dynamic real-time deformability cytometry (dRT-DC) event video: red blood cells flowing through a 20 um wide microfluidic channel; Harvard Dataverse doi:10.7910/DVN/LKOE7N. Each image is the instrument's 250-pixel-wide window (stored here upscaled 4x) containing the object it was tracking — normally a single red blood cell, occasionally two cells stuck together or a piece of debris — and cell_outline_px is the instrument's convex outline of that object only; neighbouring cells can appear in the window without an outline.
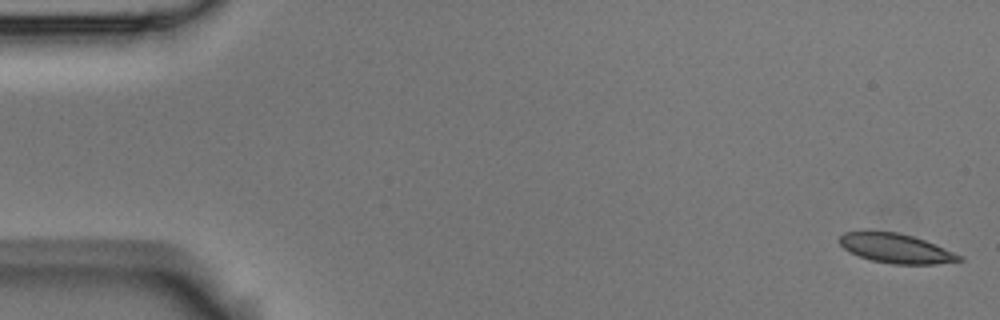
{"species": "Egyptian fruit bat (a non-hibernating species)", "species_latin": "Rousettus aegyptiacus", "temperature_condition": "room temperature", "stored_images_in_passage": 54, "camera_frame_rate_fps": 3000, "um_per_image_px": 0.085, "animal": {"sex": "male"}, "frame": {"image": 1, "passage_image": 1, "time_ms": 0.0, "image_size_px": [1000, 320], "cell_outline_px": [[964, 260], [936, 264], [892, 264], [872, 260], [848, 252], [840, 244], [840, 236], [844, 232], [860, 228], [868, 228], [896, 232], [912, 236], [924, 240], [964, 256]], "centroid_in_image_um": [76.09, 21.06], "position_along_channel_um": 8.9, "area_um2": 21.1}}
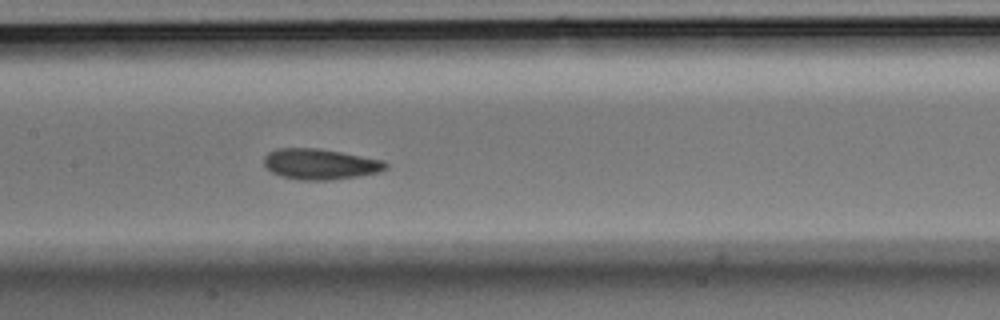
{"frame": {"image": 2, "passage_image": 26, "time_ms": 8.333, "image_size_px": [1000, 320], "cell_outline_px": [[388, 168], [376, 172], [356, 176], [332, 180], [300, 180], [280, 176], [272, 172], [264, 164], [264, 156], [268, 152], [276, 148], [320, 148], [384, 160], [388, 164]], "centroid_in_image_um": [27.2, 13.94], "position_along_channel_um": 180.2, "area_um2": 21.79}}
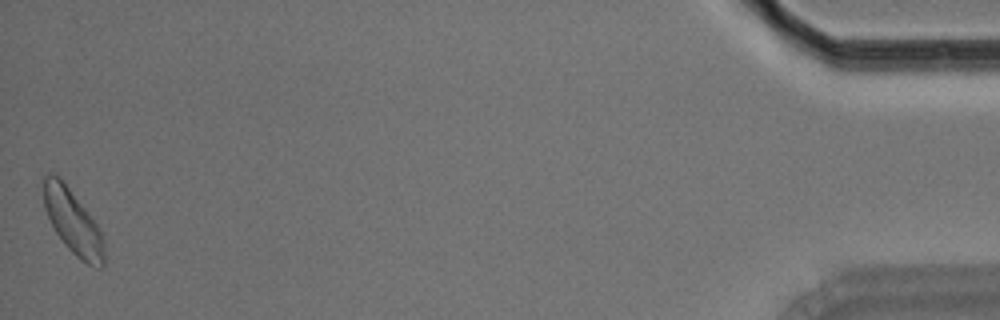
{"frame": {"image": 3, "passage_image": 54, "time_ms": 17.667, "image_size_px": [1000, 320], "cell_outline_px": [[104, 264], [100, 268], [88, 264], [80, 260], [64, 244], [56, 232], [44, 208], [44, 176], [48, 172], [52, 172], [60, 176], [96, 224], [104, 240]], "centroid_in_image_um": [6.18, 18.85], "position_along_channel_um": 429.0, "area_um2": 22.37}, "authors_computed_cell_mechanics": {"area_um2": 21.2126, "velocity_mm_per_s": 3.6745, "shape_relaxation_time_tau1_ms": 6.9796, "shape_relaxation_time_tau2_ms": 2.7055, "deformation_change_tau1": 0.1206, "deformation_change_tau2": 0.0518}}